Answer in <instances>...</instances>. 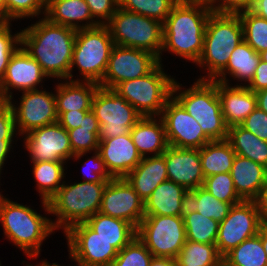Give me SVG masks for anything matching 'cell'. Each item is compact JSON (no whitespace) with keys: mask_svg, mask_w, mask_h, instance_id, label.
Returning <instances> with one entry per match:
<instances>
[{"mask_svg":"<svg viewBox=\"0 0 267 266\" xmlns=\"http://www.w3.org/2000/svg\"><path fill=\"white\" fill-rule=\"evenodd\" d=\"M77 30L45 17L21 30V45L49 77L69 80Z\"/></svg>","mask_w":267,"mask_h":266,"instance_id":"cell-1","label":"cell"},{"mask_svg":"<svg viewBox=\"0 0 267 266\" xmlns=\"http://www.w3.org/2000/svg\"><path fill=\"white\" fill-rule=\"evenodd\" d=\"M212 12L205 4L177 2L163 23L161 55L162 51H168L197 63L203 50L208 18Z\"/></svg>","mask_w":267,"mask_h":266,"instance_id":"cell-2","label":"cell"},{"mask_svg":"<svg viewBox=\"0 0 267 266\" xmlns=\"http://www.w3.org/2000/svg\"><path fill=\"white\" fill-rule=\"evenodd\" d=\"M49 202L41 201L43 209L57 219L52 222L55 230L66 232L71 226L86 222L101 208L102 194L107 183L78 182L64 184Z\"/></svg>","mask_w":267,"mask_h":266,"instance_id":"cell-3","label":"cell"},{"mask_svg":"<svg viewBox=\"0 0 267 266\" xmlns=\"http://www.w3.org/2000/svg\"><path fill=\"white\" fill-rule=\"evenodd\" d=\"M0 222L4 234L29 258L38 257L40 246L55 228L52 220L31 207L10 201L0 193Z\"/></svg>","mask_w":267,"mask_h":266,"instance_id":"cell-4","label":"cell"},{"mask_svg":"<svg viewBox=\"0 0 267 266\" xmlns=\"http://www.w3.org/2000/svg\"><path fill=\"white\" fill-rule=\"evenodd\" d=\"M243 40V26L238 14L212 12L206 25L203 50L196 63L204 67L208 75L199 80H214L226 68L231 52Z\"/></svg>","mask_w":267,"mask_h":266,"instance_id":"cell-5","label":"cell"},{"mask_svg":"<svg viewBox=\"0 0 267 266\" xmlns=\"http://www.w3.org/2000/svg\"><path fill=\"white\" fill-rule=\"evenodd\" d=\"M174 81L172 95L213 140H226L229 127L221 111L217 81L199 80L186 90ZM180 91V92H179ZM178 92V93H177Z\"/></svg>","mask_w":267,"mask_h":266,"instance_id":"cell-6","label":"cell"},{"mask_svg":"<svg viewBox=\"0 0 267 266\" xmlns=\"http://www.w3.org/2000/svg\"><path fill=\"white\" fill-rule=\"evenodd\" d=\"M113 46L114 42L106 25L78 29L73 47L69 80L82 81L78 78L73 79L71 72L75 65L83 76V81L99 84L107 70Z\"/></svg>","mask_w":267,"mask_h":266,"instance_id":"cell-7","label":"cell"},{"mask_svg":"<svg viewBox=\"0 0 267 266\" xmlns=\"http://www.w3.org/2000/svg\"><path fill=\"white\" fill-rule=\"evenodd\" d=\"M105 25L114 45L148 51L162 63L163 23L118 7Z\"/></svg>","mask_w":267,"mask_h":266,"instance_id":"cell-8","label":"cell"},{"mask_svg":"<svg viewBox=\"0 0 267 266\" xmlns=\"http://www.w3.org/2000/svg\"><path fill=\"white\" fill-rule=\"evenodd\" d=\"M162 63L146 76L126 80L113 90L131 104L143 117L162 114L167 101L173 96L175 79L164 73Z\"/></svg>","mask_w":267,"mask_h":266,"instance_id":"cell-9","label":"cell"},{"mask_svg":"<svg viewBox=\"0 0 267 266\" xmlns=\"http://www.w3.org/2000/svg\"><path fill=\"white\" fill-rule=\"evenodd\" d=\"M91 110L99 122V140L129 134L143 117L113 89L99 87L93 97Z\"/></svg>","mask_w":267,"mask_h":266,"instance_id":"cell-10","label":"cell"},{"mask_svg":"<svg viewBox=\"0 0 267 266\" xmlns=\"http://www.w3.org/2000/svg\"><path fill=\"white\" fill-rule=\"evenodd\" d=\"M136 235L153 256L174 260L187 241L183 216H144Z\"/></svg>","mask_w":267,"mask_h":266,"instance_id":"cell-11","label":"cell"},{"mask_svg":"<svg viewBox=\"0 0 267 266\" xmlns=\"http://www.w3.org/2000/svg\"><path fill=\"white\" fill-rule=\"evenodd\" d=\"M264 219L256 201H242L230 208L228 215L219 222L216 248L223 258L243 241L259 233Z\"/></svg>","mask_w":267,"mask_h":266,"instance_id":"cell-12","label":"cell"},{"mask_svg":"<svg viewBox=\"0 0 267 266\" xmlns=\"http://www.w3.org/2000/svg\"><path fill=\"white\" fill-rule=\"evenodd\" d=\"M64 234L69 257L78 266H111L118 255V250L85 222L71 226Z\"/></svg>","mask_w":267,"mask_h":266,"instance_id":"cell-13","label":"cell"},{"mask_svg":"<svg viewBox=\"0 0 267 266\" xmlns=\"http://www.w3.org/2000/svg\"><path fill=\"white\" fill-rule=\"evenodd\" d=\"M160 64L159 58L145 50L114 45L100 87L114 89L119 83L146 76Z\"/></svg>","mask_w":267,"mask_h":266,"instance_id":"cell-14","label":"cell"},{"mask_svg":"<svg viewBox=\"0 0 267 266\" xmlns=\"http://www.w3.org/2000/svg\"><path fill=\"white\" fill-rule=\"evenodd\" d=\"M160 117L165 125L169 146L200 149L212 141L173 96L167 101Z\"/></svg>","mask_w":267,"mask_h":266,"instance_id":"cell-15","label":"cell"},{"mask_svg":"<svg viewBox=\"0 0 267 266\" xmlns=\"http://www.w3.org/2000/svg\"><path fill=\"white\" fill-rule=\"evenodd\" d=\"M20 106L8 101L12 107L19 135L58 122L55 94L44 90L22 92Z\"/></svg>","mask_w":267,"mask_h":266,"instance_id":"cell-16","label":"cell"},{"mask_svg":"<svg viewBox=\"0 0 267 266\" xmlns=\"http://www.w3.org/2000/svg\"><path fill=\"white\" fill-rule=\"evenodd\" d=\"M24 136L31 162H66L74 156L68 131L58 122L31 130Z\"/></svg>","mask_w":267,"mask_h":266,"instance_id":"cell-17","label":"cell"},{"mask_svg":"<svg viewBox=\"0 0 267 266\" xmlns=\"http://www.w3.org/2000/svg\"><path fill=\"white\" fill-rule=\"evenodd\" d=\"M99 212L129 222L137 230L145 216L144 201L125 178H112L104 188Z\"/></svg>","mask_w":267,"mask_h":266,"instance_id":"cell-18","label":"cell"},{"mask_svg":"<svg viewBox=\"0 0 267 266\" xmlns=\"http://www.w3.org/2000/svg\"><path fill=\"white\" fill-rule=\"evenodd\" d=\"M48 76L40 64L33 59L23 48L12 54L4 78L0 82V101H12L10 89L30 91L38 89L36 86Z\"/></svg>","mask_w":267,"mask_h":266,"instance_id":"cell-19","label":"cell"},{"mask_svg":"<svg viewBox=\"0 0 267 266\" xmlns=\"http://www.w3.org/2000/svg\"><path fill=\"white\" fill-rule=\"evenodd\" d=\"M168 180L184 186L188 191L204 184L199 149L168 146L162 154Z\"/></svg>","mask_w":267,"mask_h":266,"instance_id":"cell-20","label":"cell"},{"mask_svg":"<svg viewBox=\"0 0 267 266\" xmlns=\"http://www.w3.org/2000/svg\"><path fill=\"white\" fill-rule=\"evenodd\" d=\"M98 151L112 178H125L142 160L130 133L100 140Z\"/></svg>","mask_w":267,"mask_h":266,"instance_id":"cell-21","label":"cell"},{"mask_svg":"<svg viewBox=\"0 0 267 266\" xmlns=\"http://www.w3.org/2000/svg\"><path fill=\"white\" fill-rule=\"evenodd\" d=\"M217 81L221 111L228 127L240 125L257 108V99L246 84L229 86Z\"/></svg>","mask_w":267,"mask_h":266,"instance_id":"cell-22","label":"cell"},{"mask_svg":"<svg viewBox=\"0 0 267 266\" xmlns=\"http://www.w3.org/2000/svg\"><path fill=\"white\" fill-rule=\"evenodd\" d=\"M188 193L184 186L173 181L162 182L144 202L145 216H183Z\"/></svg>","mask_w":267,"mask_h":266,"instance_id":"cell-23","label":"cell"},{"mask_svg":"<svg viewBox=\"0 0 267 266\" xmlns=\"http://www.w3.org/2000/svg\"><path fill=\"white\" fill-rule=\"evenodd\" d=\"M230 174L235 191L243 201H255L267 180V168L237 154Z\"/></svg>","mask_w":267,"mask_h":266,"instance_id":"cell-24","label":"cell"},{"mask_svg":"<svg viewBox=\"0 0 267 266\" xmlns=\"http://www.w3.org/2000/svg\"><path fill=\"white\" fill-rule=\"evenodd\" d=\"M44 17L51 23L74 28H93L100 25L94 21L85 0H46ZM86 24H79L78 22Z\"/></svg>","mask_w":267,"mask_h":266,"instance_id":"cell-25","label":"cell"},{"mask_svg":"<svg viewBox=\"0 0 267 266\" xmlns=\"http://www.w3.org/2000/svg\"><path fill=\"white\" fill-rule=\"evenodd\" d=\"M125 179L145 202L159 184L168 180L164 156L143 157Z\"/></svg>","mask_w":267,"mask_h":266,"instance_id":"cell-26","label":"cell"},{"mask_svg":"<svg viewBox=\"0 0 267 266\" xmlns=\"http://www.w3.org/2000/svg\"><path fill=\"white\" fill-rule=\"evenodd\" d=\"M157 118L144 116L131 129L132 141L142 158L149 153H154L153 156L161 155L169 146L164 122L161 117Z\"/></svg>","mask_w":267,"mask_h":266,"instance_id":"cell-27","label":"cell"},{"mask_svg":"<svg viewBox=\"0 0 267 266\" xmlns=\"http://www.w3.org/2000/svg\"><path fill=\"white\" fill-rule=\"evenodd\" d=\"M100 87L91 81H71L59 83L56 86L57 112L76 110H91L93 97Z\"/></svg>","mask_w":267,"mask_h":266,"instance_id":"cell-28","label":"cell"},{"mask_svg":"<svg viewBox=\"0 0 267 266\" xmlns=\"http://www.w3.org/2000/svg\"><path fill=\"white\" fill-rule=\"evenodd\" d=\"M260 61V55L244 40L231 52L226 68L214 79L221 83L229 81L227 73L239 81L248 84L253 79L254 72Z\"/></svg>","mask_w":267,"mask_h":266,"instance_id":"cell-29","label":"cell"},{"mask_svg":"<svg viewBox=\"0 0 267 266\" xmlns=\"http://www.w3.org/2000/svg\"><path fill=\"white\" fill-rule=\"evenodd\" d=\"M85 223L118 251L125 247L136 236L137 232L129 222L100 212L91 216Z\"/></svg>","mask_w":267,"mask_h":266,"instance_id":"cell-30","label":"cell"},{"mask_svg":"<svg viewBox=\"0 0 267 266\" xmlns=\"http://www.w3.org/2000/svg\"><path fill=\"white\" fill-rule=\"evenodd\" d=\"M204 177L228 173L236 153L227 140H213L199 149Z\"/></svg>","mask_w":267,"mask_h":266,"instance_id":"cell-31","label":"cell"},{"mask_svg":"<svg viewBox=\"0 0 267 266\" xmlns=\"http://www.w3.org/2000/svg\"><path fill=\"white\" fill-rule=\"evenodd\" d=\"M237 155L267 168V141H263L241 125L229 127L226 139Z\"/></svg>","mask_w":267,"mask_h":266,"instance_id":"cell-32","label":"cell"},{"mask_svg":"<svg viewBox=\"0 0 267 266\" xmlns=\"http://www.w3.org/2000/svg\"><path fill=\"white\" fill-rule=\"evenodd\" d=\"M99 122L92 110L85 113L80 127L68 130L73 159L79 160L84 154L99 147Z\"/></svg>","mask_w":267,"mask_h":266,"instance_id":"cell-33","label":"cell"},{"mask_svg":"<svg viewBox=\"0 0 267 266\" xmlns=\"http://www.w3.org/2000/svg\"><path fill=\"white\" fill-rule=\"evenodd\" d=\"M186 238L192 242L216 244L219 222L205 217L193 210L189 205L183 213Z\"/></svg>","mask_w":267,"mask_h":266,"instance_id":"cell-34","label":"cell"},{"mask_svg":"<svg viewBox=\"0 0 267 266\" xmlns=\"http://www.w3.org/2000/svg\"><path fill=\"white\" fill-rule=\"evenodd\" d=\"M33 176L37 182V188L41 194L42 201L49 200L57 193L63 185L64 166L66 162H32ZM62 181V183H61Z\"/></svg>","mask_w":267,"mask_h":266,"instance_id":"cell-35","label":"cell"},{"mask_svg":"<svg viewBox=\"0 0 267 266\" xmlns=\"http://www.w3.org/2000/svg\"><path fill=\"white\" fill-rule=\"evenodd\" d=\"M223 259L232 266H267V255L259 233L228 252Z\"/></svg>","mask_w":267,"mask_h":266,"instance_id":"cell-36","label":"cell"},{"mask_svg":"<svg viewBox=\"0 0 267 266\" xmlns=\"http://www.w3.org/2000/svg\"><path fill=\"white\" fill-rule=\"evenodd\" d=\"M221 259L215 244L187 240L175 263L176 266H218Z\"/></svg>","mask_w":267,"mask_h":266,"instance_id":"cell-37","label":"cell"},{"mask_svg":"<svg viewBox=\"0 0 267 266\" xmlns=\"http://www.w3.org/2000/svg\"><path fill=\"white\" fill-rule=\"evenodd\" d=\"M188 205L201 215L218 222L223 221L233 206L230 203L216 199L203 186L189 191Z\"/></svg>","mask_w":267,"mask_h":266,"instance_id":"cell-38","label":"cell"},{"mask_svg":"<svg viewBox=\"0 0 267 266\" xmlns=\"http://www.w3.org/2000/svg\"><path fill=\"white\" fill-rule=\"evenodd\" d=\"M243 26V38L257 53L267 50V20L250 10L238 14Z\"/></svg>","mask_w":267,"mask_h":266,"instance_id":"cell-39","label":"cell"},{"mask_svg":"<svg viewBox=\"0 0 267 266\" xmlns=\"http://www.w3.org/2000/svg\"><path fill=\"white\" fill-rule=\"evenodd\" d=\"M177 0H118V7L164 23Z\"/></svg>","mask_w":267,"mask_h":266,"instance_id":"cell-40","label":"cell"},{"mask_svg":"<svg viewBox=\"0 0 267 266\" xmlns=\"http://www.w3.org/2000/svg\"><path fill=\"white\" fill-rule=\"evenodd\" d=\"M203 187L216 199L236 205L243 200L235 191L230 172L208 176L204 179Z\"/></svg>","mask_w":267,"mask_h":266,"instance_id":"cell-41","label":"cell"},{"mask_svg":"<svg viewBox=\"0 0 267 266\" xmlns=\"http://www.w3.org/2000/svg\"><path fill=\"white\" fill-rule=\"evenodd\" d=\"M152 258V253L136 235L125 247L118 251V255L111 266H149Z\"/></svg>","mask_w":267,"mask_h":266,"instance_id":"cell-42","label":"cell"},{"mask_svg":"<svg viewBox=\"0 0 267 266\" xmlns=\"http://www.w3.org/2000/svg\"><path fill=\"white\" fill-rule=\"evenodd\" d=\"M42 12H46V0H5V18L9 22L12 19L33 18Z\"/></svg>","mask_w":267,"mask_h":266,"instance_id":"cell-43","label":"cell"},{"mask_svg":"<svg viewBox=\"0 0 267 266\" xmlns=\"http://www.w3.org/2000/svg\"><path fill=\"white\" fill-rule=\"evenodd\" d=\"M10 22L0 29V82L4 78L12 54L21 45V31L12 35Z\"/></svg>","mask_w":267,"mask_h":266,"instance_id":"cell-44","label":"cell"},{"mask_svg":"<svg viewBox=\"0 0 267 266\" xmlns=\"http://www.w3.org/2000/svg\"><path fill=\"white\" fill-rule=\"evenodd\" d=\"M15 118L8 101H0V143H12L16 132Z\"/></svg>","mask_w":267,"mask_h":266,"instance_id":"cell-45","label":"cell"},{"mask_svg":"<svg viewBox=\"0 0 267 266\" xmlns=\"http://www.w3.org/2000/svg\"><path fill=\"white\" fill-rule=\"evenodd\" d=\"M263 141H267V113L258 107L240 124Z\"/></svg>","mask_w":267,"mask_h":266,"instance_id":"cell-46","label":"cell"},{"mask_svg":"<svg viewBox=\"0 0 267 266\" xmlns=\"http://www.w3.org/2000/svg\"><path fill=\"white\" fill-rule=\"evenodd\" d=\"M85 2L93 18H100L97 19L100 25H105L118 8V0H85Z\"/></svg>","mask_w":267,"mask_h":266,"instance_id":"cell-47","label":"cell"},{"mask_svg":"<svg viewBox=\"0 0 267 266\" xmlns=\"http://www.w3.org/2000/svg\"><path fill=\"white\" fill-rule=\"evenodd\" d=\"M252 5L253 0H212V5L209 7L213 12L219 14H239L251 10Z\"/></svg>","mask_w":267,"mask_h":266,"instance_id":"cell-48","label":"cell"},{"mask_svg":"<svg viewBox=\"0 0 267 266\" xmlns=\"http://www.w3.org/2000/svg\"><path fill=\"white\" fill-rule=\"evenodd\" d=\"M92 160V162H91ZM91 162L93 165V167L90 171L91 174L90 177H88L85 182H89V183H108L109 180L112 179L111 175L109 174V172L107 171L104 161L102 160V157L100 156V153L98 150L94 151V156L89 158L88 161L85 162L84 167L88 166L86 165V163ZM89 167H87L88 169ZM85 171V170H84ZM86 172V171H85ZM86 174V173H85ZM84 174V177L86 176ZM87 176H89V174H87Z\"/></svg>","mask_w":267,"mask_h":266,"instance_id":"cell-49","label":"cell"},{"mask_svg":"<svg viewBox=\"0 0 267 266\" xmlns=\"http://www.w3.org/2000/svg\"><path fill=\"white\" fill-rule=\"evenodd\" d=\"M89 110H76L68 112H57L58 123L63 126L67 131L80 127L85 113Z\"/></svg>","mask_w":267,"mask_h":266,"instance_id":"cell-50","label":"cell"},{"mask_svg":"<svg viewBox=\"0 0 267 266\" xmlns=\"http://www.w3.org/2000/svg\"><path fill=\"white\" fill-rule=\"evenodd\" d=\"M254 93L267 88V62L260 59L253 75V79L246 85Z\"/></svg>","mask_w":267,"mask_h":266,"instance_id":"cell-51","label":"cell"},{"mask_svg":"<svg viewBox=\"0 0 267 266\" xmlns=\"http://www.w3.org/2000/svg\"><path fill=\"white\" fill-rule=\"evenodd\" d=\"M255 201L263 219H265L267 217V180Z\"/></svg>","mask_w":267,"mask_h":266,"instance_id":"cell-52","label":"cell"},{"mask_svg":"<svg viewBox=\"0 0 267 266\" xmlns=\"http://www.w3.org/2000/svg\"><path fill=\"white\" fill-rule=\"evenodd\" d=\"M250 11L267 20V0H253Z\"/></svg>","mask_w":267,"mask_h":266,"instance_id":"cell-53","label":"cell"},{"mask_svg":"<svg viewBox=\"0 0 267 266\" xmlns=\"http://www.w3.org/2000/svg\"><path fill=\"white\" fill-rule=\"evenodd\" d=\"M257 107L267 113V88L255 92Z\"/></svg>","mask_w":267,"mask_h":266,"instance_id":"cell-54","label":"cell"},{"mask_svg":"<svg viewBox=\"0 0 267 266\" xmlns=\"http://www.w3.org/2000/svg\"><path fill=\"white\" fill-rule=\"evenodd\" d=\"M149 266H176V263L172 258L153 256Z\"/></svg>","mask_w":267,"mask_h":266,"instance_id":"cell-55","label":"cell"},{"mask_svg":"<svg viewBox=\"0 0 267 266\" xmlns=\"http://www.w3.org/2000/svg\"><path fill=\"white\" fill-rule=\"evenodd\" d=\"M12 147V143H0V174Z\"/></svg>","mask_w":267,"mask_h":266,"instance_id":"cell-56","label":"cell"},{"mask_svg":"<svg viewBox=\"0 0 267 266\" xmlns=\"http://www.w3.org/2000/svg\"><path fill=\"white\" fill-rule=\"evenodd\" d=\"M260 238L263 245V249L265 250L267 255V227L265 225L260 228Z\"/></svg>","mask_w":267,"mask_h":266,"instance_id":"cell-57","label":"cell"},{"mask_svg":"<svg viewBox=\"0 0 267 266\" xmlns=\"http://www.w3.org/2000/svg\"><path fill=\"white\" fill-rule=\"evenodd\" d=\"M178 2L182 3H200L205 5H212V0H177Z\"/></svg>","mask_w":267,"mask_h":266,"instance_id":"cell-58","label":"cell"},{"mask_svg":"<svg viewBox=\"0 0 267 266\" xmlns=\"http://www.w3.org/2000/svg\"><path fill=\"white\" fill-rule=\"evenodd\" d=\"M9 21L0 13V29L5 26Z\"/></svg>","mask_w":267,"mask_h":266,"instance_id":"cell-59","label":"cell"},{"mask_svg":"<svg viewBox=\"0 0 267 266\" xmlns=\"http://www.w3.org/2000/svg\"><path fill=\"white\" fill-rule=\"evenodd\" d=\"M0 13L5 17V0H0Z\"/></svg>","mask_w":267,"mask_h":266,"instance_id":"cell-60","label":"cell"},{"mask_svg":"<svg viewBox=\"0 0 267 266\" xmlns=\"http://www.w3.org/2000/svg\"><path fill=\"white\" fill-rule=\"evenodd\" d=\"M27 266H33V265H29V264H28ZM37 266H60V265H58V264H56V263L49 264V263L46 262V260H45V261H42V263L38 264Z\"/></svg>","mask_w":267,"mask_h":266,"instance_id":"cell-61","label":"cell"},{"mask_svg":"<svg viewBox=\"0 0 267 266\" xmlns=\"http://www.w3.org/2000/svg\"><path fill=\"white\" fill-rule=\"evenodd\" d=\"M260 59L263 60L264 62H267V50L259 53Z\"/></svg>","mask_w":267,"mask_h":266,"instance_id":"cell-62","label":"cell"},{"mask_svg":"<svg viewBox=\"0 0 267 266\" xmlns=\"http://www.w3.org/2000/svg\"><path fill=\"white\" fill-rule=\"evenodd\" d=\"M218 266H232L228 262H226L223 258L220 260Z\"/></svg>","mask_w":267,"mask_h":266,"instance_id":"cell-63","label":"cell"},{"mask_svg":"<svg viewBox=\"0 0 267 266\" xmlns=\"http://www.w3.org/2000/svg\"><path fill=\"white\" fill-rule=\"evenodd\" d=\"M264 225L267 227V217L264 219Z\"/></svg>","mask_w":267,"mask_h":266,"instance_id":"cell-64","label":"cell"}]
</instances>
